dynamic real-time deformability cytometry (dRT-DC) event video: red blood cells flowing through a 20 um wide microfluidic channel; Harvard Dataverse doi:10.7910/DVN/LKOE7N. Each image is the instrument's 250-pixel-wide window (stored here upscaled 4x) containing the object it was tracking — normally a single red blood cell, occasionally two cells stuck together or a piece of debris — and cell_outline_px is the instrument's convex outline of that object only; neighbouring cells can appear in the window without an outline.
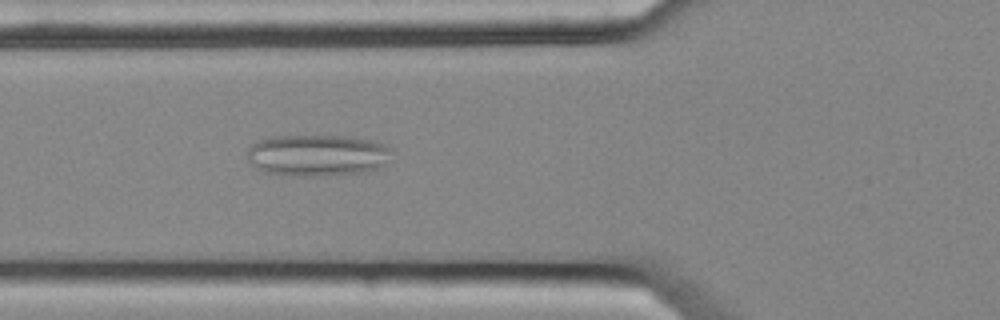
{"species": "common noctule bat (a hibernating species)", "species_latin": "Nyctalus noctula", "temperature_condition": "cold", "stored_images_in_passage": 56, "camera_frame_rate_fps": 3000, "um_per_image_px": 0.085, "animal": {"sex": "female", "body_mass_g": 25.1}, "frame": {"image": 1, "passage_image": 21, "time_ms": 6.667, "image_size_px": [1000, 320], "cell_outline_px": [[392, 148], [388, 164], [380, 168], [364, 172], [312, 176], [304, 176], [264, 172], [256, 168], [248, 160], [248, 148], [252, 144], [260, 140], [272, 136], [348, 136], [372, 140], [388, 144]], "centroid_in_image_um": [27.04, 13.19], "position_along_channel_um": 98.8, "area_um2": 35.26}}
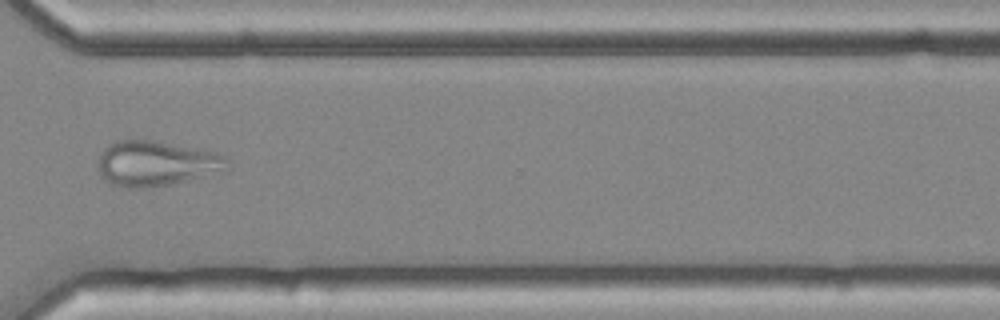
{"frame": {"image": 2, "passage_image": 42, "time_ms": 13.667, "image_size_px": [1000, 320], "cell_outline_px": [[228, 160], [224, 168], [168, 184], [144, 188], [120, 188], [104, 180], [100, 176], [100, 156], [104, 148], [108, 144], [116, 140], [152, 140], [216, 152], [224, 156]], "centroid_in_image_um": [13.14, 13.88], "position_along_channel_um": 357.5, "area_um2": 33.0}}
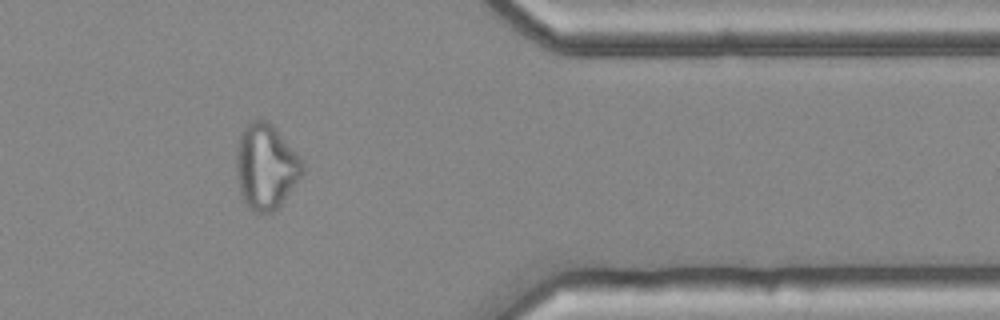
{"frame": {"image": 3, "passage_image": 46, "time_ms": 15.0, "image_size_px": [1000, 320], "cell_outline_px": [[304, 172], [284, 200], [272, 212], [252, 212], [244, 204], [240, 196], [236, 172], [236, 152], [240, 136], [244, 128], [256, 116], [268, 120], [276, 128], [300, 156], [304, 164]], "centroid_in_image_um": [22.59, 14.15], "position_along_channel_um": 388.8, "area_um2": 33.29}}